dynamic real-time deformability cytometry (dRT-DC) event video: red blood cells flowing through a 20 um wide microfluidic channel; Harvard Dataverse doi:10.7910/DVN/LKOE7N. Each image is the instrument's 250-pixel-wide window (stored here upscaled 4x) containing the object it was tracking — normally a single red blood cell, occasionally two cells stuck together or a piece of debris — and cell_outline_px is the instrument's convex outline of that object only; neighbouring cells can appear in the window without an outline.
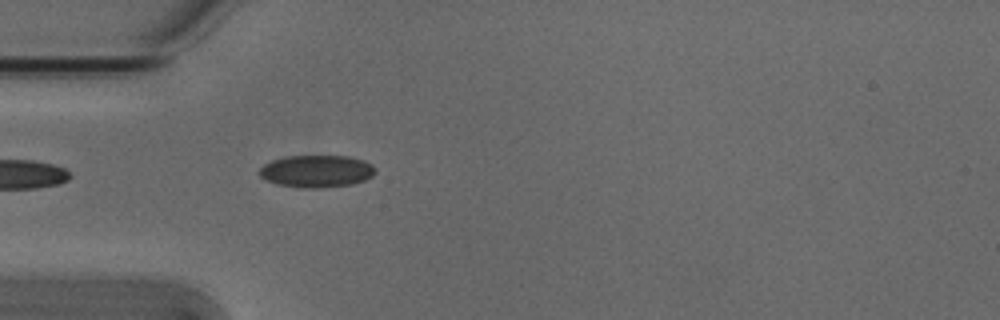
{"species": "Egyptian fruit bat (a non-hibernating species)", "species_latin": "Rousettus aegyptiacus", "temperature_condition": "cold", "stored_images_in_passage": 3, "camera_frame_rate_fps": 3000, "um_per_image_px": 0.085, "animal": {"sex": "male"}, "frame": {"image": 1, "passage_image": 3, "time_ms": 0.667, "image_size_px": [1000, 320], "cell_outline_px": [[376, 172], [372, 176], [364, 180], [352, 184], [316, 188], [300, 188], [276, 184], [260, 176], [260, 168], [264, 164], [272, 160], [288, 156], [348, 156], [364, 160], [372, 164]], "centroid_in_image_um": [26.92, 14.55], "position_along_channel_um": 58.1, "area_um2": 21.73}}